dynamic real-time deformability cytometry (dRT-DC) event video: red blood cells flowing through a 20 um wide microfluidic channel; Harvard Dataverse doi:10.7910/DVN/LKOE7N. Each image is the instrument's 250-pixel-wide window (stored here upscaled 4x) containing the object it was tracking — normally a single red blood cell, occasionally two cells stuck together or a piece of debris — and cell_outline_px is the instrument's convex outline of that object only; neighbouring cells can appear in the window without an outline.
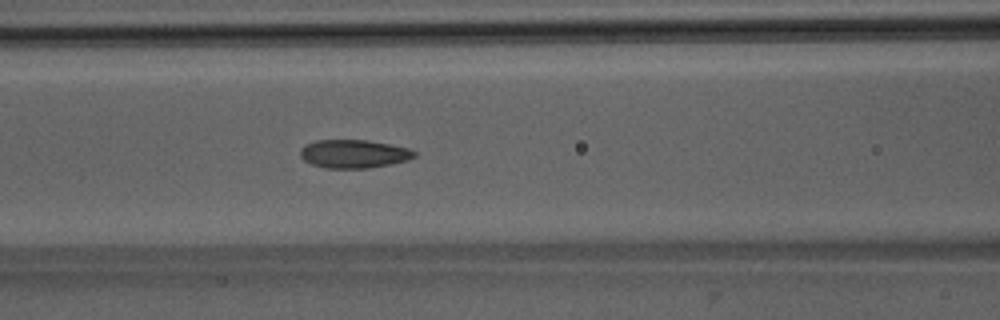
{"species": "Egyptian fruit bat (a non-hibernating species)", "species_latin": "Rousettus aegyptiacus", "temperature_condition": "room temperature", "stored_images_in_passage": 52, "camera_frame_rate_fps": 3000, "um_per_image_px": 0.085, "animal": {"sex": "male"}, "frame": {"image": 1, "passage_image": 23, "time_ms": 7.333, "image_size_px": [1000, 320], "cell_outline_px": [[416, 156], [408, 160], [368, 168], [324, 168], [312, 164], [304, 160], [300, 156], [300, 148], [316, 140], [368, 140], [408, 148], [416, 152]], "centroid_in_image_um": [30.06, 13.07], "position_along_channel_um": 136.5, "area_um2": 18.73}}
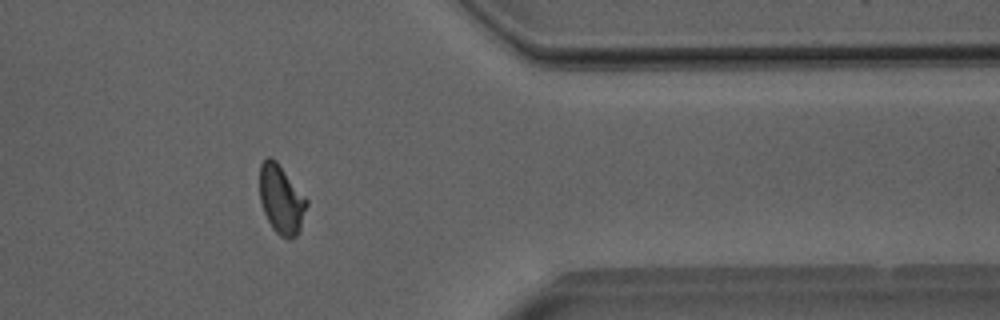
{"frame": {"image": 2, "passage_image": 43, "time_ms": 14.0, "image_size_px": [1000, 320], "cell_outline_px": [[308, 204], [300, 228], [296, 236], [288, 240], [280, 236], [272, 228], [264, 212], [260, 200], [260, 164], [268, 156], [272, 156], [276, 160], [308, 200]], "centroid_in_image_um": [23.91, 16.95], "position_along_channel_um": 387.5, "area_um2": 18.84}}
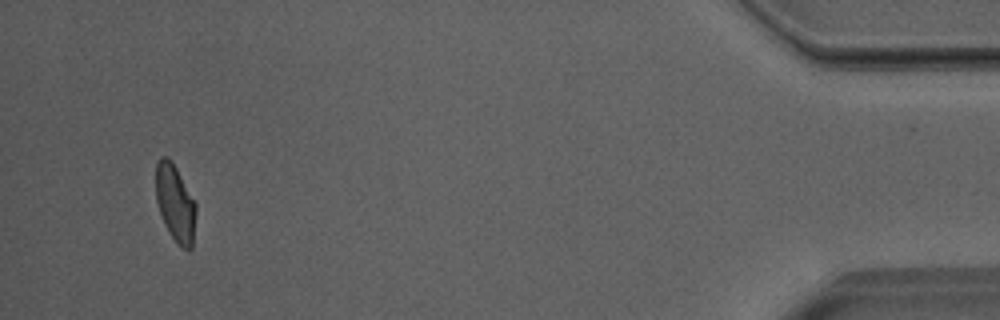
{"frame": {"image": 3, "passage_image": 50, "time_ms": 16.333, "image_size_px": [1000, 320], "cell_outline_px": [[196, 212], [192, 248], [188, 252], [172, 236], [164, 224], [156, 200], [156, 164], [160, 156], [168, 156], [172, 160], [196, 204]], "centroid_in_image_um": [14.89, 17.23], "position_along_channel_um": 420.3, "area_um2": 17.86}, "authors_computed_cell_mechanics": {"area_um2": 19.0162, "velocity_mm_per_s": 4.0058, "shape_relaxation_time_tau1_ms": null, "shape_relaxation_time_tau2_ms": 1.5041, "deformation_change_tau1": null, "deformation_change_tau2": 0.0672}}